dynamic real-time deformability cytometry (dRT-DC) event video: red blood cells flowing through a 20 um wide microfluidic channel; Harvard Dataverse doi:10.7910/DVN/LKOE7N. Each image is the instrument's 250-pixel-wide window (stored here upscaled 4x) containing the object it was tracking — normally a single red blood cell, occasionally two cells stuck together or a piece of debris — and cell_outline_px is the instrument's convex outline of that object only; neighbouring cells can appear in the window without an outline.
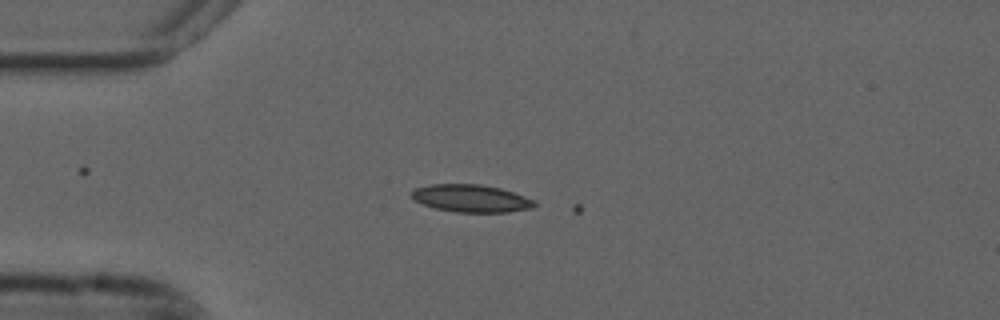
{"species": "common noctule bat (a hibernating species)", "species_latin": "Nyctalus noctula", "temperature_condition": "cold", "stored_images_in_passage": 6, "camera_frame_rate_fps": 3000, "um_per_image_px": 0.085, "animal": {"sex": "male", "forearm_length_mm": 52.5}, "frame": {"image": 1, "passage_image": 2, "time_ms": 0.333, "image_size_px": [1000, 320], "cell_outline_px": [[536, 204], [532, 208], [508, 212], [456, 212], [436, 208], [424, 204], [416, 200], [412, 196], [412, 192], [416, 188], [432, 184], [480, 184], [500, 188], [536, 200]], "centroid_in_image_um": [40.09, 16.86], "position_along_channel_um": 44.9, "area_um2": 19.48}}